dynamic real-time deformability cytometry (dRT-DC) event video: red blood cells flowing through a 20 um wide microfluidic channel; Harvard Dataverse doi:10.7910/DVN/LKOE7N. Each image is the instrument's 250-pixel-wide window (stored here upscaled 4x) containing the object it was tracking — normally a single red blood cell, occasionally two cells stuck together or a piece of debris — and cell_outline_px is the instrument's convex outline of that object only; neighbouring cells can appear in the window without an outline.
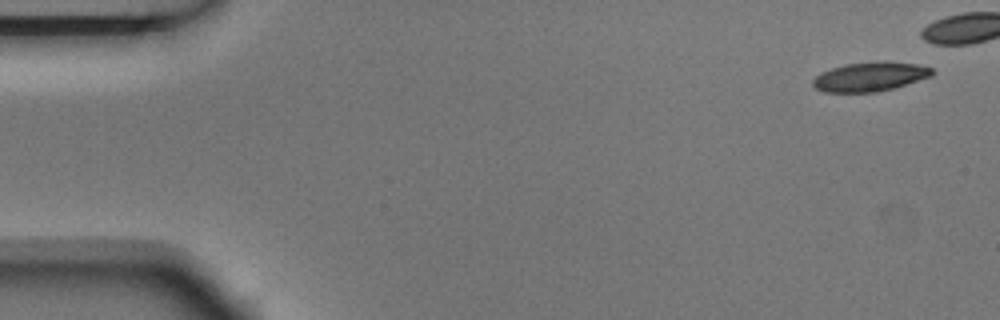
{"species": "Egyptian fruit bat (a non-hibernating species)", "species_latin": "Rousettus aegyptiacus", "temperature_condition": "room temperature", "stored_images_in_passage": 7, "camera_frame_rate_fps": 3000, "um_per_image_px": 0.085, "animal": {"sex": "male"}, "frame": {"image": 1, "passage_image": 1, "time_ms": 0.0, "image_size_px": [1000, 320], "cell_outline_px": [[932, 76], [892, 88], [876, 92], [824, 92], [816, 88], [812, 84], [812, 80], [820, 72], [844, 64], [876, 60], [884, 60], [916, 64], [932, 68]], "centroid_in_image_um": [73.92, 6.5], "position_along_channel_um": 11.1, "area_um2": 20.4}}
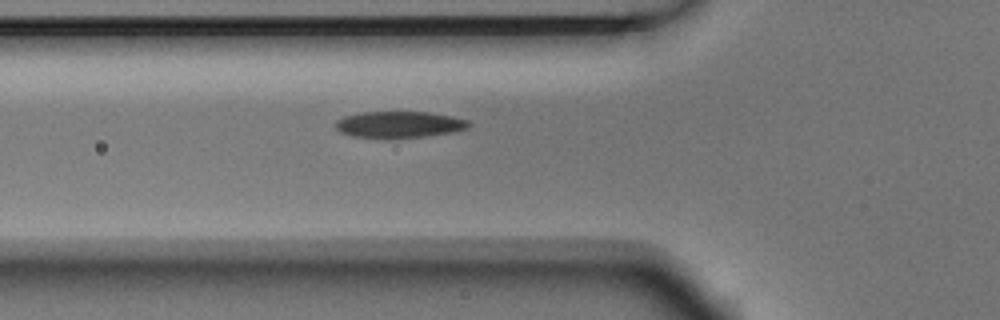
{"frame": {"image": 2, "passage_image": 7, "time_ms": 2.0, "image_size_px": [1000, 320], "cell_outline_px": [[472, 124], [468, 128], [452, 132], [424, 136], [388, 140], [352, 136], [340, 132], [336, 128], [336, 120], [344, 116], [360, 112], [428, 112], [452, 116], [468, 120]], "centroid_in_image_um": [33.91, 10.6], "position_along_channel_um": 91.9, "area_um2": 20.98}}